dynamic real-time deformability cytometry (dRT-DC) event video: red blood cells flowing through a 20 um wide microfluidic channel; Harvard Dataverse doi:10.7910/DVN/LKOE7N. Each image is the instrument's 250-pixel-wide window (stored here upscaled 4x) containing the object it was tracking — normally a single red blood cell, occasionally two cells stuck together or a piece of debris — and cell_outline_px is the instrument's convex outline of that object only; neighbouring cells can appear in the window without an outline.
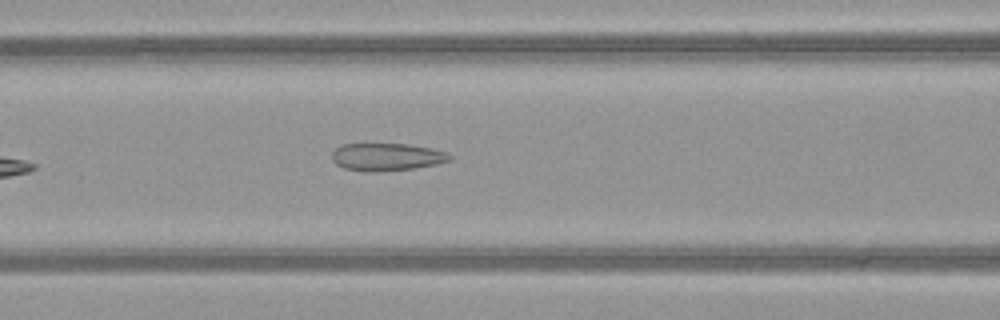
{"species": "common noctule bat (a hibernating species)", "species_latin": "Nyctalus noctula", "temperature_condition": "warm", "stored_images_in_passage": 6, "camera_frame_rate_fps": 3000, "um_per_image_px": 0.085, "animal": {"sex": "female", "body_mass_g": 21.9}, "frame": {"image": 1, "passage_image": 6, "time_ms": 1.667, "image_size_px": [1000, 320], "cell_outline_px": [[452, 160], [436, 164], [412, 168], [376, 172], [364, 172], [344, 168], [336, 164], [332, 160], [332, 152], [340, 144], [408, 144], [432, 148], [448, 152], [452, 156]], "centroid_in_image_um": [32.87, 13.34], "position_along_channel_um": 133.7, "area_um2": 19.07}}